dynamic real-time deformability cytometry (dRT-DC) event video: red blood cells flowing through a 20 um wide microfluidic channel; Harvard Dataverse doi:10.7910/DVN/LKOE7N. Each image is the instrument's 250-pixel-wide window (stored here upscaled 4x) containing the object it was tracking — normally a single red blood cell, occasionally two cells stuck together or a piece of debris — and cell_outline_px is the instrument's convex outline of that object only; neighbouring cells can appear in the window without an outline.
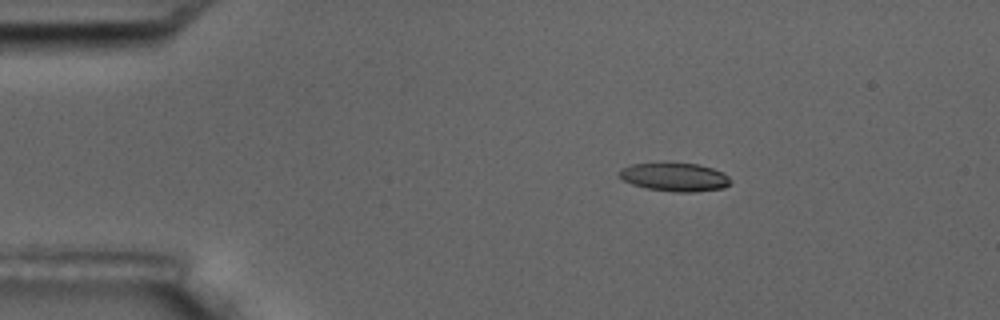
{"species": "common noctule bat (a hibernating species)", "species_latin": "Nyctalus noctula", "temperature_condition": "room temperature", "stored_images_in_passage": 4, "camera_frame_rate_fps": 3000, "um_per_image_px": 0.085, "animal": {"sex": "male", "body_mass_g": 17.5, "forearm_length_mm": 52.3}, "frame": {"image": 1, "passage_image": 2, "time_ms": 1.333, "image_size_px": [1000, 320], "cell_outline_px": [[732, 184], [724, 188], [696, 192], [676, 192], [648, 188], [632, 184], [624, 180], [620, 176], [620, 168], [632, 164], [664, 160], [696, 164], [712, 168], [724, 172], [732, 180]], "centroid_in_image_um": [57.38, 15.01], "position_along_channel_um": 27.6, "area_um2": 19.13}}
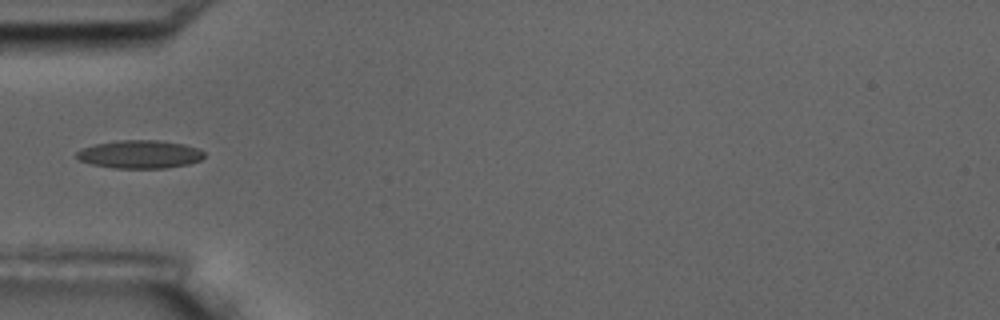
{"frame": {"image": 2, "passage_image": 4, "time_ms": 4.333, "image_size_px": [1000, 320], "cell_outline_px": [[204, 156], [200, 160], [188, 164], [164, 168], [112, 168], [92, 164], [76, 160], [76, 152], [84, 148], [96, 144], [116, 140], [160, 140], [184, 144], [200, 148], [204, 152]], "centroid_in_image_um": [11.88, 13.11], "position_along_channel_um": 73.1, "area_um2": 21.04}}